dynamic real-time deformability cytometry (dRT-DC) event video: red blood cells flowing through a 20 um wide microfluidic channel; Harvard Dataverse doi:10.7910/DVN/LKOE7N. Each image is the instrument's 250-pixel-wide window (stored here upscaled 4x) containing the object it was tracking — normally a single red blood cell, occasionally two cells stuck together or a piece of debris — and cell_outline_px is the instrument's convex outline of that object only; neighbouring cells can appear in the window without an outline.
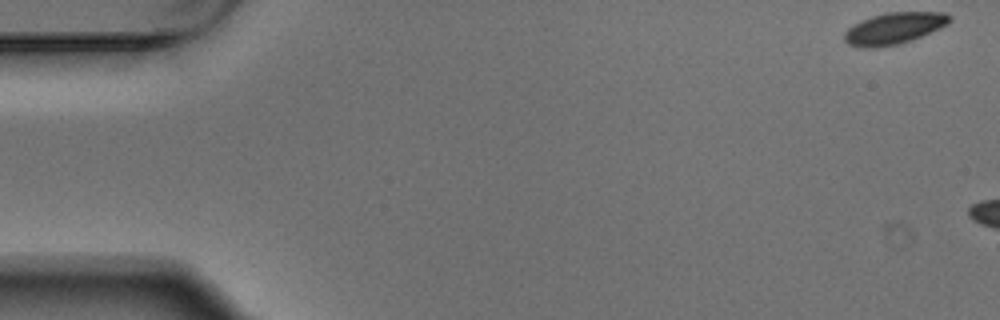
{"species": "Egyptian fruit bat (a non-hibernating species)", "species_latin": "Rousettus aegyptiacus", "temperature_condition": "warm", "stored_images_in_passage": 2, "camera_frame_rate_fps": 3000, "um_per_image_px": 0.085, "animal": {"sex": "male"}, "frame": {"image": 1, "passage_image": 1, "time_ms": 0.0, "image_size_px": [1000, 320], "cell_outline_px": [[952, 20], [948, 24], [940, 28], [912, 40], [896, 44], [876, 48], [864, 48], [848, 44], [844, 40], [844, 32], [852, 24], [860, 20], [872, 16], [888, 12], [944, 12], [952, 16]], "centroid_in_image_um": [75.99, 2.4], "position_along_channel_um": 9.0, "area_um2": 19.48}}